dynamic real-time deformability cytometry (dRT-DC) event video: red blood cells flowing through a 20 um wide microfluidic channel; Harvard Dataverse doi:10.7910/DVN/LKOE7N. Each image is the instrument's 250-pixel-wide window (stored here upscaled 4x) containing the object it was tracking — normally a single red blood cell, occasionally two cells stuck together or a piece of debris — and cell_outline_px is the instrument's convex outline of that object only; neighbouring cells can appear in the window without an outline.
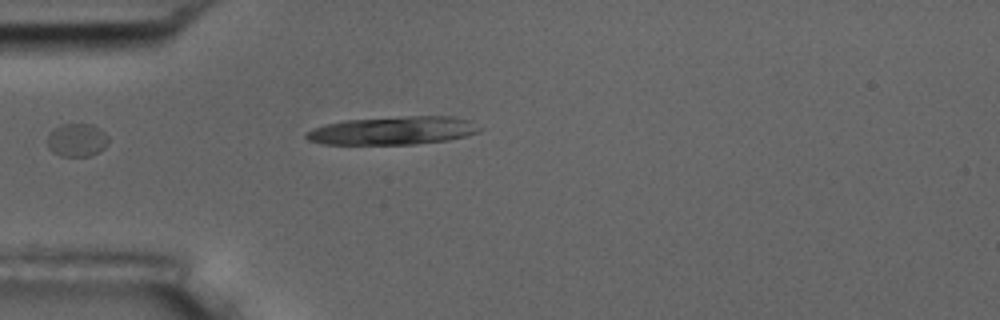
{"species": "common noctule bat (a hibernating species)", "species_latin": "Nyctalus noctula", "temperature_condition": "room temperature", "stored_images_in_passage": 2, "camera_frame_rate_fps": 3000, "um_per_image_px": 0.085, "animal": {"sex": "male", "body_mass_g": 17.5, "forearm_length_mm": 52.3}, "frame": {"image": 1, "passage_image": 1, "time_ms": 0.0, "image_size_px": [1000, 320], "cell_outline_px": [[108, 144], [100, 152], [88, 156], [60, 156], [52, 152], [48, 148], [48, 132], [52, 128], [60, 124], [92, 124], [100, 128], [108, 136]], "centroid_in_image_um": [6.53, 11.89], "position_along_channel_um": 78.5, "area_um2": 12.08}}